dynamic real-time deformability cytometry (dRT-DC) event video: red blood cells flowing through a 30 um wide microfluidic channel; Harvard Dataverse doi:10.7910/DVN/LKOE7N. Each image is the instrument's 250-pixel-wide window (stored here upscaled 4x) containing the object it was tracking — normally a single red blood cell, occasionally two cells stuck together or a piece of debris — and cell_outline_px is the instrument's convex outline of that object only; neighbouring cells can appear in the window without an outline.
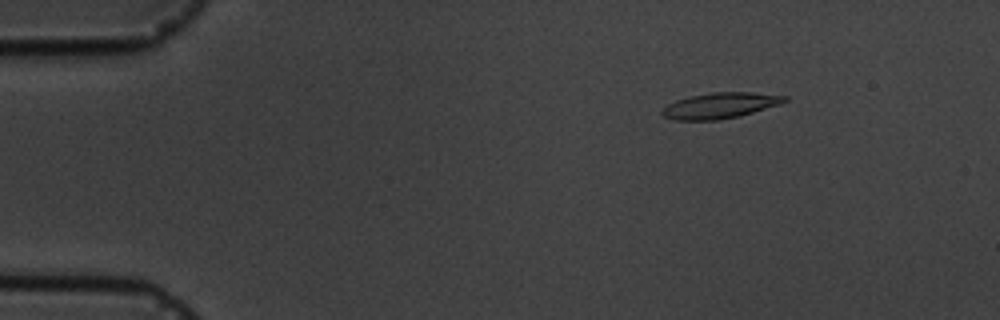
{"species": "common noctule bat (a hibernating species)", "species_latin": "Nyctalus noctula", "temperature_condition": "cold", "stored_images_in_passage": 17, "camera_frame_rate_fps": 3000, "um_per_image_px": 0.085, "animal": {"sex": "male", "body_mass_g": 19.5, "forearm_length_mm": 54.6}, "frame": {"image": 1, "passage_image": 3, "time_ms": 2.0, "image_size_px": [1000, 320], "cell_outline_px": [[788, 100], [780, 104], [740, 116], [720, 120], [676, 120], [664, 116], [660, 112], [668, 104], [676, 100], [688, 96], [712, 92], [752, 92], [788, 96]], "centroid_in_image_um": [61.22, 8.96], "position_along_channel_um": 23.8, "area_um2": 18.44}}
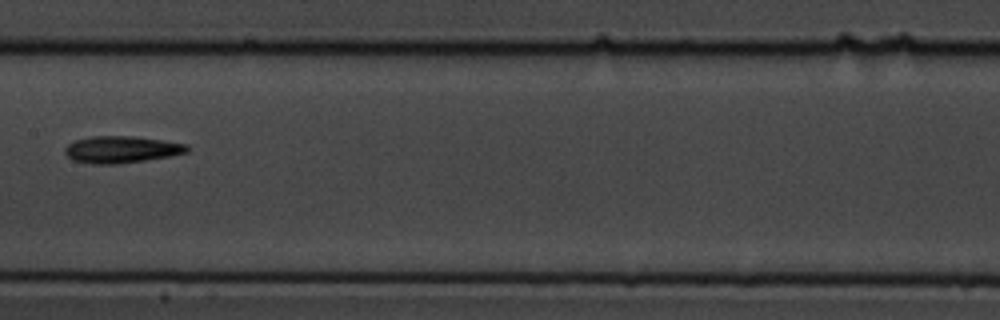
{"frame": {"image": 2, "passage_image": 9, "time_ms": 9.0, "image_size_px": [1000, 320], "cell_outline_px": [[192, 148], [188, 152], [168, 156], [144, 160], [116, 164], [92, 164], [72, 160], [64, 152], [64, 148], [68, 144], [76, 140], [92, 136], [136, 136], [188, 144]], "centroid_in_image_um": [10.34, 12.7], "position_along_channel_um": 197.1, "area_um2": 19.19}}
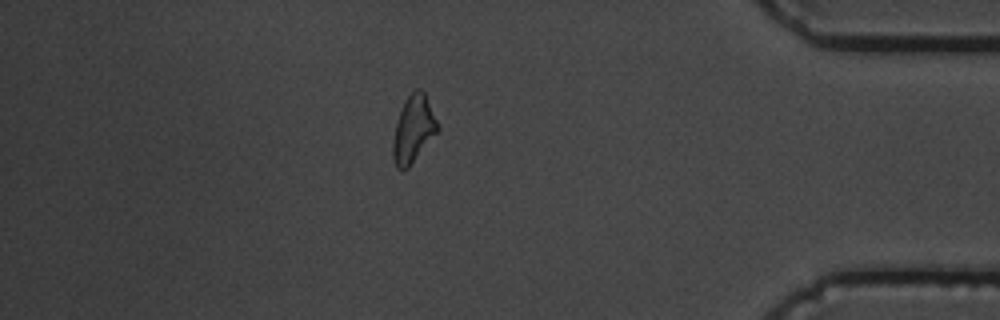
{"frame": {"image": 3, "passage_image": 15, "time_ms": 15.667, "image_size_px": [1000, 320], "cell_outline_px": [[440, 128], [408, 168], [396, 168], [392, 156], [392, 144], [396, 124], [404, 100], [416, 88], [420, 88], [424, 92]], "centroid_in_image_um": [35.12, 10.97], "position_along_channel_um": 400.1, "area_um2": 17.11}, "authors_computed_cell_mechanics": {"area_um2": 17.8024, "velocity_mm_per_s": 3.5688, "shape_relaxation_time_tau1_ms": 2.9692, "shape_relaxation_time_tau2_ms": null, "deformation_change_tau1": 0.0926, "deformation_change_tau2": null}}